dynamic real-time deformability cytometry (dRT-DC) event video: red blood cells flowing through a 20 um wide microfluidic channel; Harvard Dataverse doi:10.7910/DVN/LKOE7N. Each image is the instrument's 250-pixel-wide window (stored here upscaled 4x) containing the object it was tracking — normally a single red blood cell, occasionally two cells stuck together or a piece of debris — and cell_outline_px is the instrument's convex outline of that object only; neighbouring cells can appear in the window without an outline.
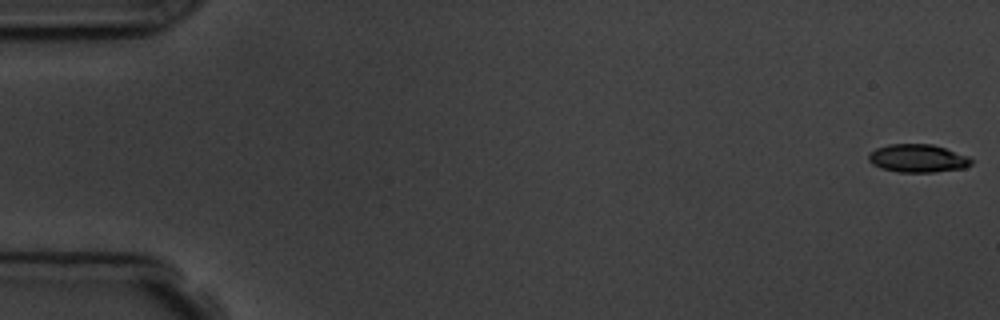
{"species": "common noctule bat (a hibernating species)", "species_latin": "Nyctalus noctula", "temperature_condition": "room temperature", "stored_images_in_passage": 6, "segment_of_instrument_passage": [2, 2], "camera_frame_rate_fps": 3000, "um_per_image_px": 0.085, "animal": {"sex": "male", "body_mass_g": 19.5, "forearm_length_mm": 54.6}, "frame": {"image": 1, "passage_image": 6, "time_ms": 6.333, "image_size_px": [1000, 320], "cell_outline_px": [[972, 164], [964, 168], [932, 172], [900, 172], [880, 168], [872, 164], [868, 160], [868, 156], [876, 148], [888, 144], [932, 144], [968, 156], [972, 160]], "centroid_in_image_um": [78.0, 13.46], "position_along_channel_um": 7.0, "area_um2": 16.7}}